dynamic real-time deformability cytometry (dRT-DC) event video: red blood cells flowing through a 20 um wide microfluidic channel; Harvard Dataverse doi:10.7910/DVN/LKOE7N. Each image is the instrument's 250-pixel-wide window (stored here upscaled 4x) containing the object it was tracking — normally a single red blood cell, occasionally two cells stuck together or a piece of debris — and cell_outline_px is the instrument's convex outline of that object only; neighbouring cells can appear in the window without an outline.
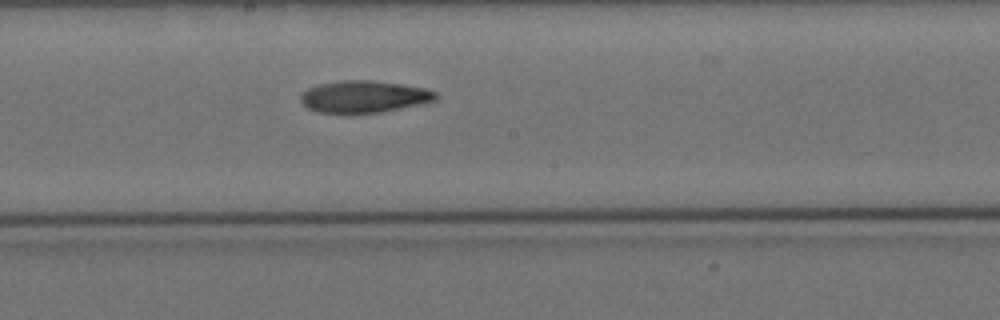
{"species": "Egyptian fruit bat (a non-hibernating species)", "species_latin": "Rousettus aegyptiacus", "temperature_condition": "cold", "stored_images_in_passage": 7, "camera_frame_rate_fps": 3000, "um_per_image_px": 0.085, "animal": {"sex": "female"}, "frame": {"image": 1, "passage_image": 7, "time_ms": 7.667, "image_size_px": [1000, 320], "cell_outline_px": [[440, 96], [436, 100], [420, 104], [380, 112], [344, 116], [316, 112], [308, 108], [300, 100], [300, 96], [308, 88], [320, 84], [344, 80], [372, 80], [400, 84], [424, 88], [436, 92]], "centroid_in_image_um": [30.91, 8.25], "position_along_channel_um": 217.3, "area_um2": 25.72}}